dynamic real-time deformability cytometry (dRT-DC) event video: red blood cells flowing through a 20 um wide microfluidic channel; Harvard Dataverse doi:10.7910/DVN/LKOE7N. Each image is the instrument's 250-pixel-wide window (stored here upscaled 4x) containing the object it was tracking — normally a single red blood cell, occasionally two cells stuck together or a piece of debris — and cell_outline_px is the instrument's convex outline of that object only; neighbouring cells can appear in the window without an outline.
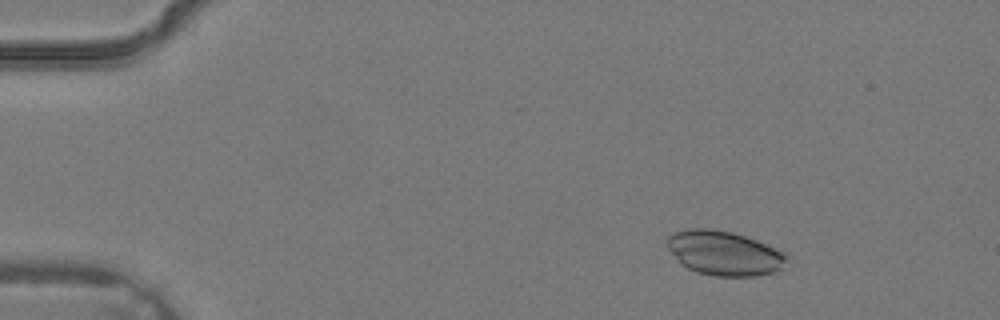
{"species": "common noctule bat (a hibernating species)", "species_latin": "Nyctalus noctula", "temperature_condition": "warm", "stored_images_in_passage": 3, "camera_frame_rate_fps": 3000, "um_per_image_px": 0.085, "animal": {"sex": "male", "body_mass_g": 19.2, "forearm_length_mm": 51.8}, "frame": {"image": 1, "passage_image": 1, "time_ms": 0.0, "image_size_px": [1000, 320], "cell_outline_px": [[788, 256], [780, 268], [772, 272], [756, 276], [716, 276], [696, 272], [680, 264], [668, 248], [664, 240], [672, 232], [684, 228], [708, 228], [732, 232], [756, 240], [784, 252]], "centroid_in_image_um": [61.47, 21.5], "position_along_channel_um": 23.5, "area_um2": 30.98}}